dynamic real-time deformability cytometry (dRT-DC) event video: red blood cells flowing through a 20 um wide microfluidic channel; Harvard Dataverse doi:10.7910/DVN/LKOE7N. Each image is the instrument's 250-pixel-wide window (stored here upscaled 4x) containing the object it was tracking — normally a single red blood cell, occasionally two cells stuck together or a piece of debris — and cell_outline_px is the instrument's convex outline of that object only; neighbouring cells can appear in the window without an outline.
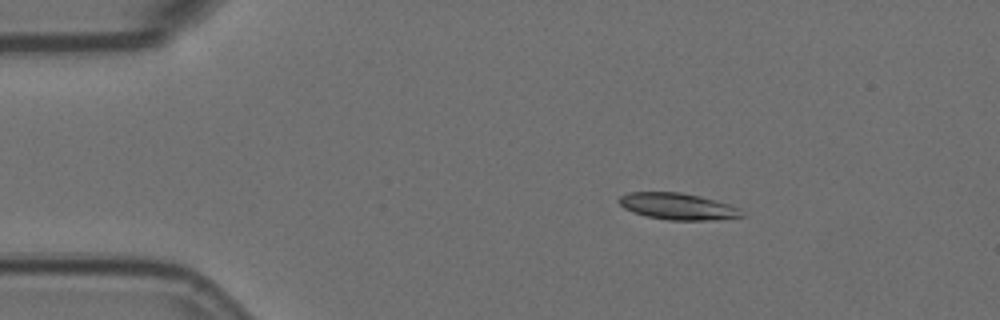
{"species": "Egyptian fruit bat (a non-hibernating species)", "species_latin": "Rousettus aegyptiacus", "temperature_condition": "room temperature", "stored_images_in_passage": 2, "camera_frame_rate_fps": 3000, "um_per_image_px": 0.085, "animal": {"sex": "female"}, "frame": {"image": 1, "passage_image": 1, "time_ms": 0.0, "image_size_px": [1000, 320], "cell_outline_px": [[748, 216], [712, 220], [668, 220], [648, 216], [632, 212], [624, 208], [616, 200], [620, 196], [628, 192], [680, 192], [700, 196], [728, 204], [740, 208]], "centroid_in_image_um": [57.62, 17.54], "position_along_channel_um": 27.4, "area_um2": 19.13}}